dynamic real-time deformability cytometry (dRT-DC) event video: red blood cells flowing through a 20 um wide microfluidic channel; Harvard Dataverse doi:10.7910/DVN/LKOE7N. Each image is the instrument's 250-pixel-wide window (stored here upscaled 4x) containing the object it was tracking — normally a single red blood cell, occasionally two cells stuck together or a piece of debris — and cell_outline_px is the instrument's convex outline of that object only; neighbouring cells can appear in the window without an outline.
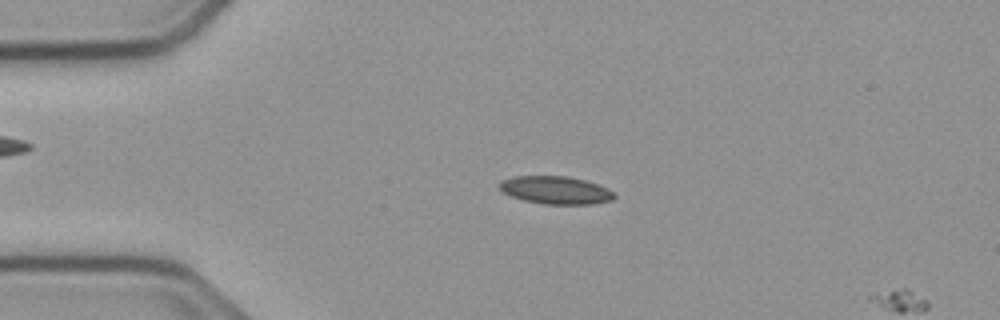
{"species": "common noctule bat (a hibernating species)", "species_latin": "Nyctalus noctula", "temperature_condition": "cold", "stored_images_in_passage": 14, "camera_frame_rate_fps": 3000, "um_per_image_px": 0.085, "animal": {"sex": "male", "body_mass_g": 23.1, "forearm_length_mm": 52.7}, "frame": {"image": 1, "passage_image": 12, "time_ms": 3.667, "image_size_px": [1000, 320], "cell_outline_px": [[616, 196], [612, 200], [592, 204], [544, 204], [524, 200], [512, 196], [504, 192], [500, 188], [500, 180], [512, 176], [568, 176], [584, 180], [608, 188], [616, 192]], "centroid_in_image_um": [47.26, 16.16], "position_along_channel_um": 37.7, "area_um2": 18.61}}